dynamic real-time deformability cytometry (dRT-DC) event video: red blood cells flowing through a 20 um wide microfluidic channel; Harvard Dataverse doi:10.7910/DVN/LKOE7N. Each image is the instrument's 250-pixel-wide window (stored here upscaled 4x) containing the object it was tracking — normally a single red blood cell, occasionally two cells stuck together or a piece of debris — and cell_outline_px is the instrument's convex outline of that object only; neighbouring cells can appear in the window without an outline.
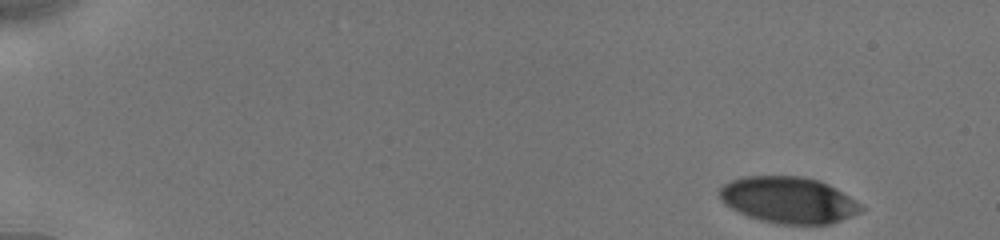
{"species": "human", "species_latin": "Homo sapiens", "temperature_condition": "cold", "stored_images_in_passage": 50, "camera_frame_rate_fps": 3000, "um_per_image_px": 0.085, "donor": {"sex": "male"}, "frame": {"image": 1, "passage_image": 1, "time_ms": 0.0, "image_size_px": [1000, 240], "cell_outline_px": [[864, 208], [860, 212], [832, 224], [780, 224], [760, 220], [748, 216], [724, 204], [720, 200], [720, 188], [724, 184], [732, 180], [744, 176], [800, 176], [820, 180], [836, 188], [856, 200]], "centroid_in_image_um": [67.03, 17.0], "position_along_channel_um": 18.0, "area_um2": 38.21}}
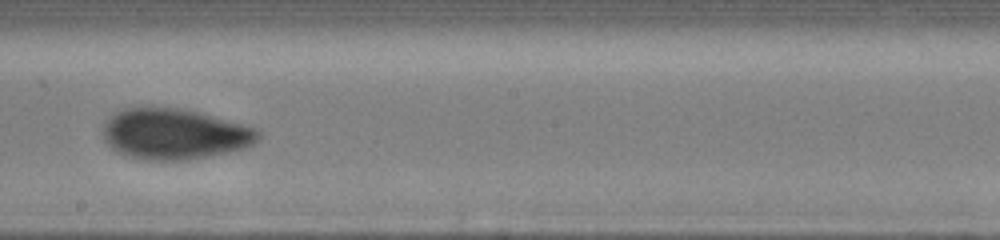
{"frame": {"image": 2, "passage_image": 29, "time_ms": 9.333, "image_size_px": [1000, 240], "cell_outline_px": [[260, 136], [252, 144], [244, 148], [232, 152], [188, 160], [148, 160], [128, 156], [116, 152], [104, 140], [104, 124], [116, 112], [124, 108], [180, 108], [196, 112], [256, 128], [260, 132]], "centroid_in_image_um": [14.83, 11.41], "position_along_channel_um": 233.4, "area_um2": 45.43}}
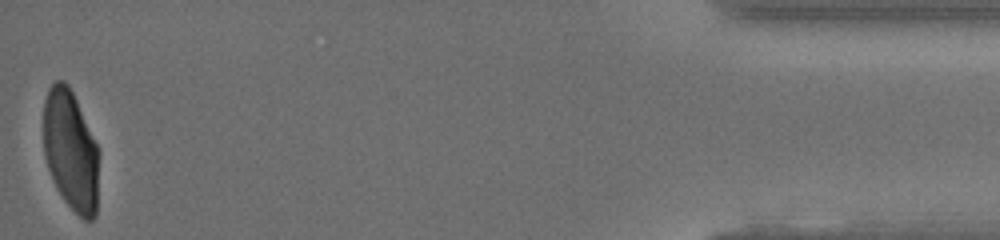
{"frame": {"image": 3, "passage_image": 50, "time_ms": 16.333, "image_size_px": [1000, 240], "cell_outline_px": [[100, 152], [96, 216], [92, 220], [84, 220], [64, 200], [56, 188], [48, 168], [44, 156], [44, 100], [48, 88], [56, 80], [64, 80], [68, 84], [76, 100]], "centroid_in_image_um": [6.02, 12.81], "position_along_channel_um": 429.2, "area_um2": 39.13}, "authors_computed_cell_mechanics": {"area_um2": 42.6564, "velocity_mm_per_s": 3.889, "shape_relaxation_time_tau1_ms": 3.6611, "shape_relaxation_time_tau2_ms": 1.0519, "deformation_change_tau1": 0.1421, "deformation_change_tau2": 0.0559}}